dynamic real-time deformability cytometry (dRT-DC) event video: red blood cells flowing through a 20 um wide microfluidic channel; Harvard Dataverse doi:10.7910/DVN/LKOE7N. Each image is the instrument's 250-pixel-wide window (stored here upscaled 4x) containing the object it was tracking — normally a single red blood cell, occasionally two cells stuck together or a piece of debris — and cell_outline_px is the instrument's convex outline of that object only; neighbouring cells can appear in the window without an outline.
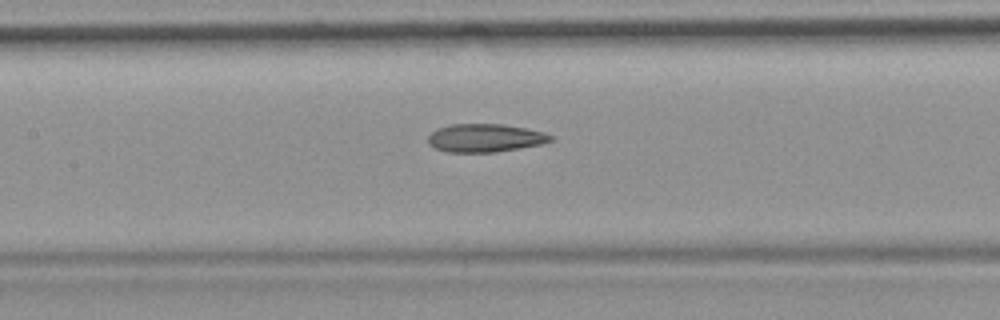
{"species": "common noctule bat (a hibernating species)", "species_latin": "Nyctalus noctula", "temperature_condition": "room temperature", "stored_images_in_passage": 36, "camera_frame_rate_fps": 3000, "um_per_image_px": 0.085, "animal": {"sex": "female", "body_mass_g": 19.9}, "frame": {"image": 1, "passage_image": 11, "time_ms": 3.333, "image_size_px": [1000, 320], "cell_outline_px": [[552, 140], [540, 144], [520, 148], [496, 152], [448, 152], [436, 148], [428, 144], [428, 136], [432, 132], [440, 128], [452, 124], [504, 124], [544, 132], [552, 136]], "centroid_in_image_um": [41.23, 11.73], "position_along_channel_um": 166.2, "area_um2": 19.94}, "authors_computed_cell_mechanics": {"area_um2": 19.941, "velocity_mm_per_s": 3.8298, "shape_relaxation_time_tau1_ms": null, "shape_relaxation_time_tau2_ms": 7.679, "deformation_change_tau1": null, "deformation_change_tau2": 0.1854}}